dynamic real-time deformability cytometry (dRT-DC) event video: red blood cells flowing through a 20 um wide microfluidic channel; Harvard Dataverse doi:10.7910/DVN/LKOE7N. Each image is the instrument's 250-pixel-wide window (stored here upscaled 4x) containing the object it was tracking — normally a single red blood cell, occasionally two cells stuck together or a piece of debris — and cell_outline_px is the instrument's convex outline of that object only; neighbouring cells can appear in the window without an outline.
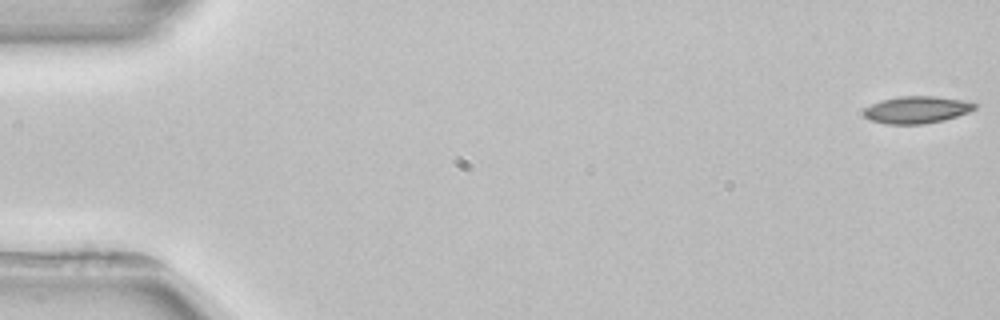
{"species": "common noctule bat (a hibernating species)", "species_latin": "Nyctalus noctula", "temperature_condition": "room temperature", "stored_images_in_passage": 5, "camera_frame_rate_fps": 3000, "um_per_image_px": 0.085, "animal": {"sex": "female", "body_mass_g": 22.7, "forearm_length_mm": 54.2}, "frame": {"image": 1, "passage_image": 1, "time_ms": 0.0, "image_size_px": [1000, 320], "cell_outline_px": [[976, 108], [968, 112], [944, 120], [924, 124], [884, 124], [872, 120], [864, 116], [864, 108], [880, 100], [900, 96], [936, 96], [964, 100], [976, 104]], "centroid_in_image_um": [77.91, 9.32], "position_along_channel_um": 7.1, "area_um2": 17.51}}